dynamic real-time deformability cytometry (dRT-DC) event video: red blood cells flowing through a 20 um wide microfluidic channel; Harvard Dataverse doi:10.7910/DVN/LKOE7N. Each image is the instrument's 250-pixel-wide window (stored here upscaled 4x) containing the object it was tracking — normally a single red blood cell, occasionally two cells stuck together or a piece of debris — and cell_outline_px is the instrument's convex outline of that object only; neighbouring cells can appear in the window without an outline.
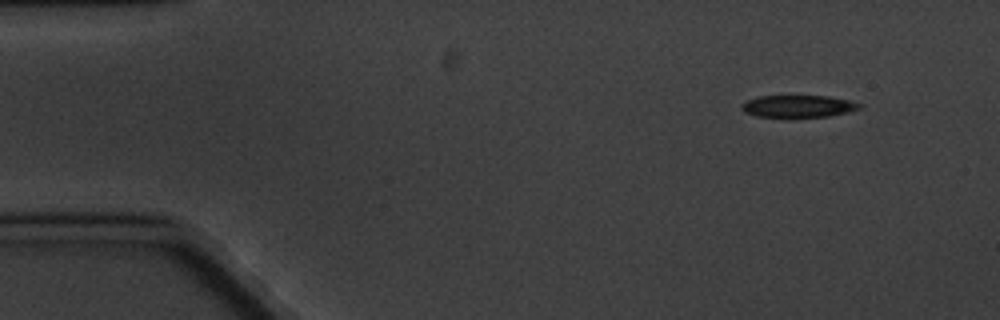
{"species": "common noctule bat (a hibernating species)", "species_latin": "Nyctalus noctula", "temperature_condition": "cold", "stored_images_in_passage": 4, "camera_frame_rate_fps": 3000, "um_per_image_px": 0.085, "animal": {"sex": "male", "body_mass_g": 20.1, "forearm_length_mm": 53.5}, "frame": {"image": 1, "passage_image": 1, "time_ms": 0.0, "image_size_px": [1000, 320], "cell_outline_px": [[860, 108], [848, 112], [828, 116], [756, 116], [744, 112], [740, 108], [740, 104], [756, 96], [828, 96], [848, 100], [860, 104]], "centroid_in_image_um": [67.79, 9.01], "position_along_channel_um": 17.2, "area_um2": 14.91}}
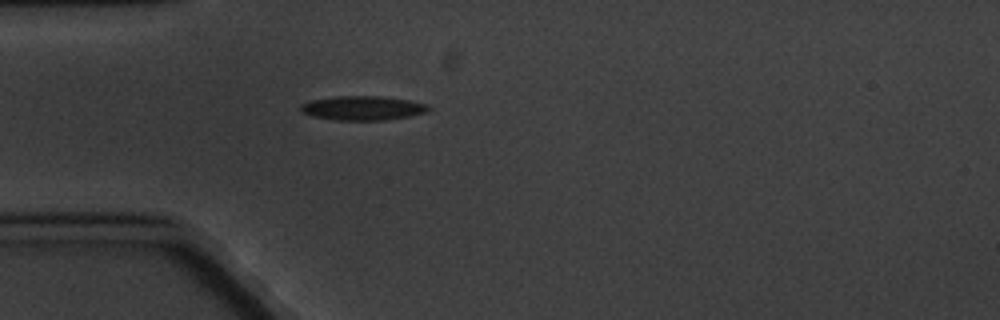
{"frame": {"image": 2, "passage_image": 4, "time_ms": 3.667, "image_size_px": [1000, 320], "cell_outline_px": [[432, 108], [428, 112], [408, 116], [384, 120], [336, 120], [312, 116], [300, 112], [300, 104], [312, 100], [336, 96], [380, 96], [408, 100], [428, 104]], "centroid_in_image_um": [30.83, 9.18], "position_along_channel_um": 54.2, "area_um2": 18.09}}